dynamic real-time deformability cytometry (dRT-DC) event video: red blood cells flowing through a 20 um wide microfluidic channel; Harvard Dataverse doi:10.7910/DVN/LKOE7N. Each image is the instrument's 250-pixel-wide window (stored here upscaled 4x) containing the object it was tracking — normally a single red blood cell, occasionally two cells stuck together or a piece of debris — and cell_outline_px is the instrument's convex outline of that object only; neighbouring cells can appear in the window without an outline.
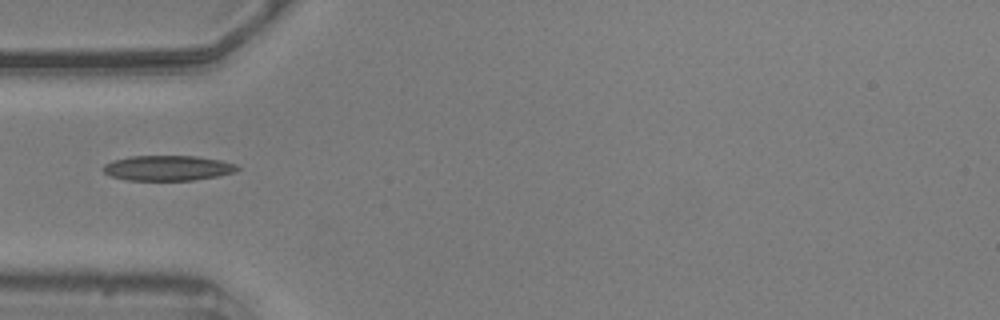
{"species": "common noctule bat (a hibernating species)", "species_latin": "Nyctalus noctula", "temperature_condition": "warm", "stored_images_in_passage": 12, "camera_frame_rate_fps": 3000, "um_per_image_px": 0.085, "animal": {"sex": "male", "body_mass_g": 20.5, "forearm_length_mm": 52.5}, "frame": {"image": 1, "passage_image": 1, "time_ms": 0.0, "image_size_px": [1000, 320], "cell_outline_px": [[240, 168], [236, 172], [216, 176], [192, 180], [128, 180], [112, 176], [104, 172], [100, 168], [104, 164], [112, 160], [132, 156], [196, 156], [220, 160], [236, 164]], "centroid_in_image_um": [14.24, 14.28], "position_along_channel_um": 70.8, "area_um2": 19.65}}
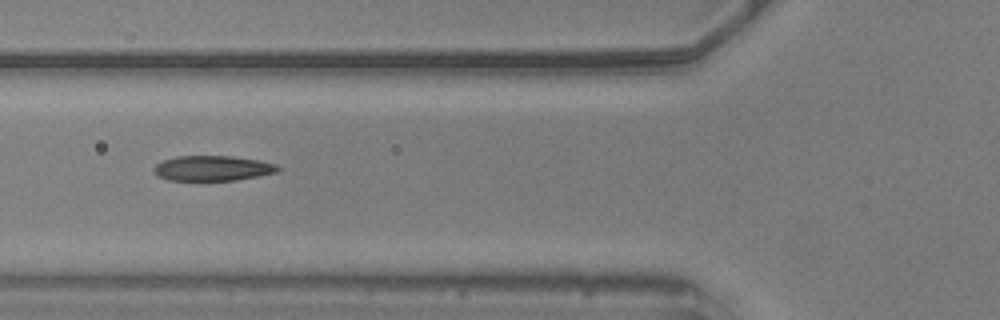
{"frame": {"image": 2, "passage_image": 4, "time_ms": 1.0, "image_size_px": [1000, 320], "cell_outline_px": [[280, 168], [276, 172], [236, 180], [168, 180], [156, 176], [152, 172], [152, 168], [156, 164], [164, 160], [176, 156], [232, 156], [260, 160], [276, 164]], "centroid_in_image_um": [18.01, 14.3], "position_along_channel_um": 107.8, "area_um2": 18.21}}
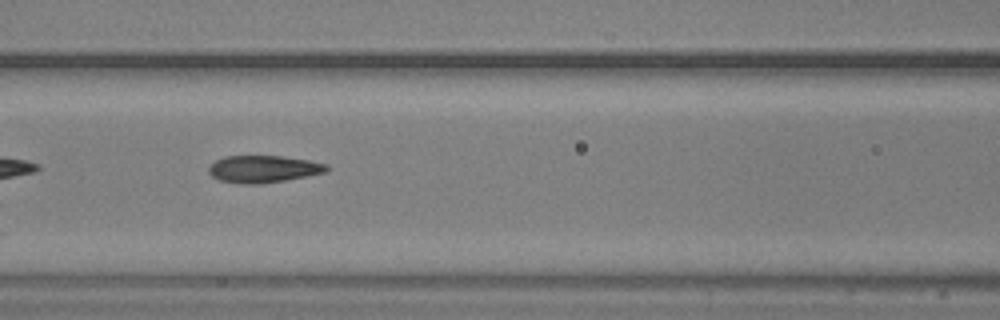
{"frame": {"image": 3, "passage_image": 7, "time_ms": 2.0, "image_size_px": [1000, 320], "cell_outline_px": [[328, 168], [324, 172], [284, 180], [260, 184], [240, 184], [220, 180], [212, 176], [208, 172], [208, 168], [216, 160], [224, 156], [284, 156], [308, 160], [328, 164]], "centroid_in_image_um": [22.35, 14.36], "position_along_channel_um": 144.3, "area_um2": 18.5}}